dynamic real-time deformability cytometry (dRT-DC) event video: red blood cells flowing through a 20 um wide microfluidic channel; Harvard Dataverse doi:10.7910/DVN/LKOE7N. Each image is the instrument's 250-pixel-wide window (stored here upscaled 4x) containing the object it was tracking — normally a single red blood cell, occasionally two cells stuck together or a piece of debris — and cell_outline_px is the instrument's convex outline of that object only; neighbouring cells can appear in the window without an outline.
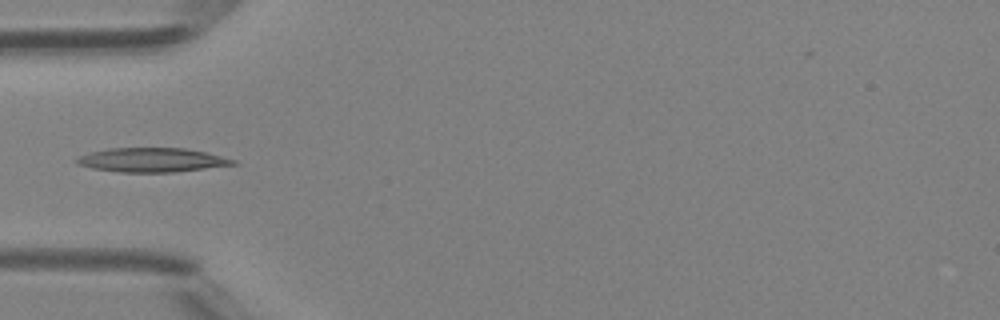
{"species": "Egyptian fruit bat (a non-hibernating species)", "species_latin": "Rousettus aegyptiacus", "temperature_condition": "room temperature", "stored_images_in_passage": 33, "camera_frame_rate_fps": 3000, "um_per_image_px": 0.085, "animal": {"sex": "female"}, "frame": {"image": 1, "passage_image": 1, "time_ms": 0.0, "image_size_px": [1000, 320], "cell_outline_px": [[240, 164], [172, 172], [120, 172], [92, 168], [80, 164], [76, 160], [80, 156], [92, 152], [108, 148], [184, 148], [204, 152], [236, 160]], "centroid_in_image_um": [12.96, 13.6], "position_along_channel_um": 72.0, "area_um2": 21.68}}
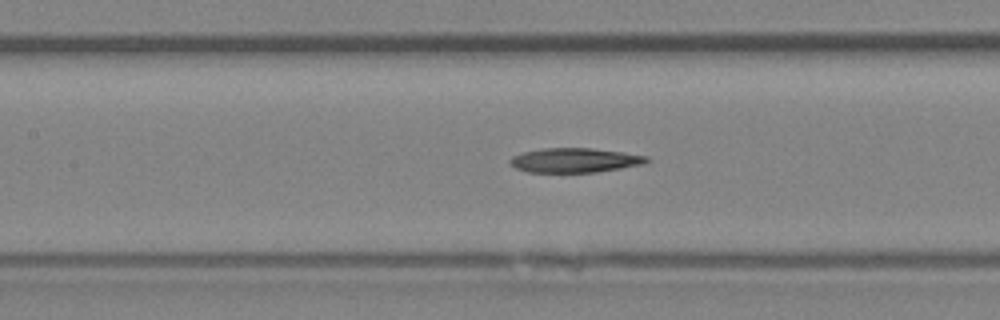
{"frame": {"image": 2, "passage_image": 7, "time_ms": 2.0, "image_size_px": [1000, 320], "cell_outline_px": [[652, 160], [644, 164], [596, 172], [528, 172], [516, 168], [508, 160], [512, 156], [524, 152], [544, 148], [592, 148], [624, 152], [648, 156]], "centroid_in_image_um": [48.9, 13.62], "position_along_channel_um": 158.5, "area_um2": 19.48}}
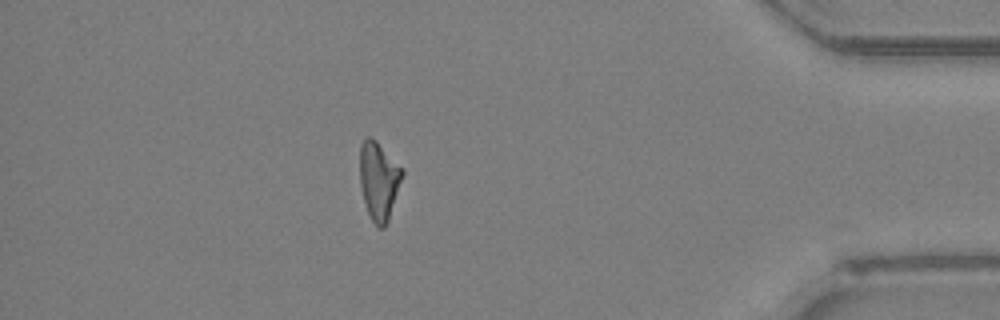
{"frame": {"image": 3, "passage_image": 27, "time_ms": 8.667, "image_size_px": [1000, 320], "cell_outline_px": [[404, 172], [388, 220], [384, 228], [380, 228], [372, 220], [368, 212], [364, 200], [360, 184], [360, 144], [368, 136], [372, 136], [404, 168]], "centroid_in_image_um": [32.21, 15.3], "position_along_channel_um": 403.0, "area_um2": 19.25}}